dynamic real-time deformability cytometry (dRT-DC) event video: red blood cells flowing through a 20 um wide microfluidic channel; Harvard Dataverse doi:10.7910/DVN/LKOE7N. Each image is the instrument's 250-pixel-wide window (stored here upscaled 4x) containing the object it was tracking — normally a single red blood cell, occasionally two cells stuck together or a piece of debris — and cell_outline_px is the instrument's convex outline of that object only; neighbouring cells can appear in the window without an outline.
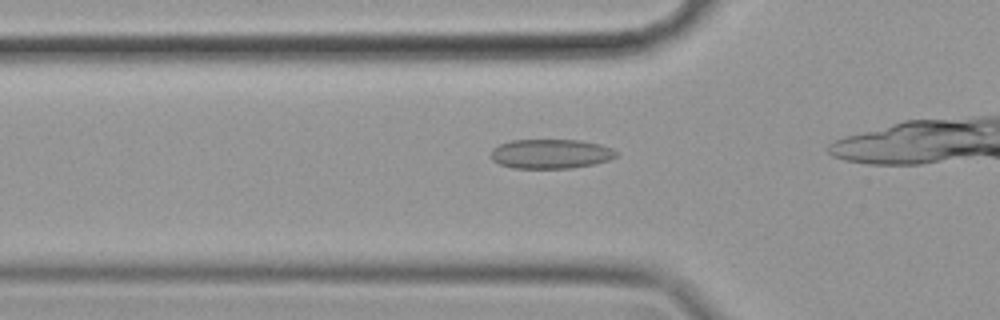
{"species": "common noctule bat (a hibernating species)", "species_latin": "Nyctalus noctula", "temperature_condition": "cold", "stored_images_in_passage": 21, "camera_frame_rate_fps": 3000, "um_per_image_px": 0.085, "animal": {"sex": "female", "body_mass_g": 19.9}, "frame": {"image": 1, "passage_image": 5, "time_ms": 1.333, "image_size_px": [1000, 320], "cell_outline_px": [[616, 156], [608, 160], [596, 164], [572, 168], [512, 168], [500, 164], [492, 160], [492, 148], [500, 144], [512, 140], [580, 140], [600, 144], [612, 148], [616, 152]], "centroid_in_image_um": [46.82, 13.08], "position_along_channel_um": 79.0, "area_um2": 21.5}}
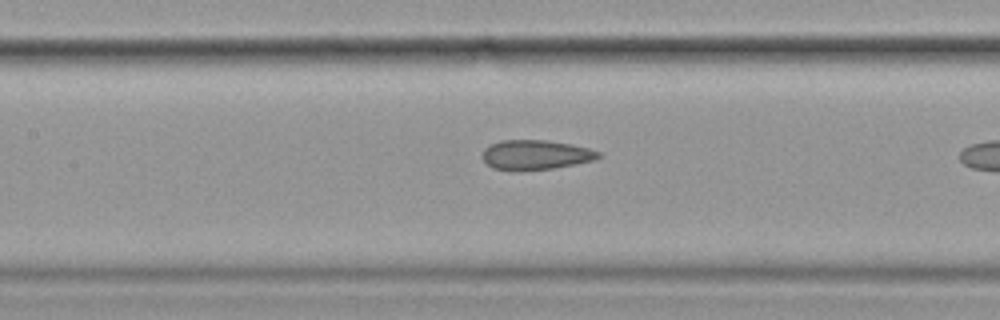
{"frame": {"image": 2, "passage_image": 12, "time_ms": 3.667, "image_size_px": [1000, 320], "cell_outline_px": [[600, 156], [592, 160], [552, 168], [516, 172], [512, 172], [492, 168], [480, 156], [484, 148], [500, 140], [548, 140], [572, 144], [588, 148], [600, 152]], "centroid_in_image_um": [45.45, 13.17], "position_along_channel_um": 162.0, "area_um2": 20.23}}
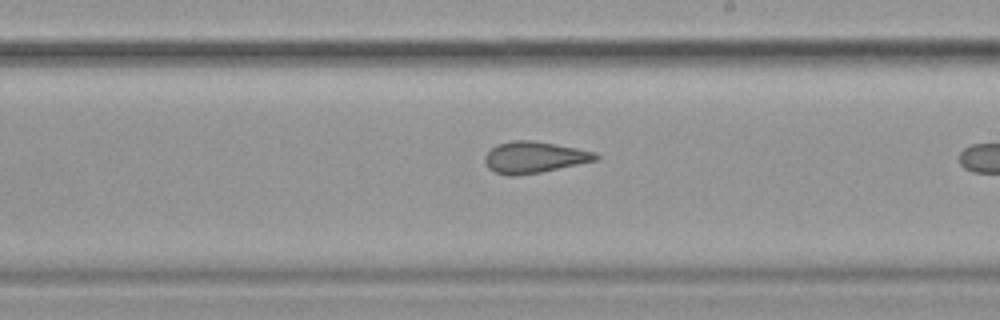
{"frame": {"image": 3, "passage_image": 19, "time_ms": 6.0, "image_size_px": [1000, 320], "cell_outline_px": [[600, 160], [540, 172], [516, 176], [508, 176], [496, 172], [488, 168], [484, 160], [484, 156], [496, 144], [512, 140], [532, 140], [556, 144], [596, 152], [600, 156]], "centroid_in_image_um": [45.43, 13.37], "position_along_channel_um": 243.6, "area_um2": 20.46}}